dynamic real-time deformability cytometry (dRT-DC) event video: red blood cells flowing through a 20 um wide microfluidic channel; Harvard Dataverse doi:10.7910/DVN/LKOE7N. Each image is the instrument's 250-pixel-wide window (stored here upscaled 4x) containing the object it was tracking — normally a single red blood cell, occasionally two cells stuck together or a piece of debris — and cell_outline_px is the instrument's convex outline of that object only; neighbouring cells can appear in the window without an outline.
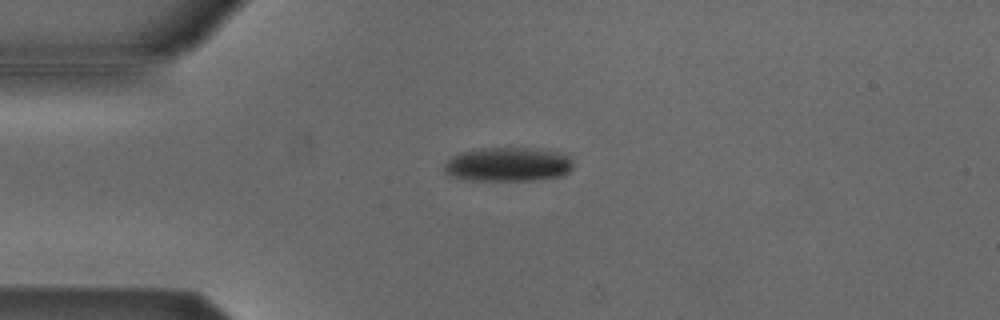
{"species": "Egyptian fruit bat (a non-hibernating species)", "species_latin": "Rousettus aegyptiacus", "temperature_condition": "cold", "stored_images_in_passage": 11, "camera_frame_rate_fps": 3000, "um_per_image_px": 0.085, "animal": {"sex": "male"}, "frame": {"image": 1, "passage_image": 1, "time_ms": 0.0, "image_size_px": [1000, 320], "cell_outline_px": [[572, 168], [564, 176], [532, 180], [468, 180], [448, 176], [444, 172], [444, 164], [452, 156], [460, 152], [480, 148], [540, 148], [560, 152], [572, 156]], "centroid_in_image_um": [43.2, 13.97], "position_along_channel_um": 41.8, "area_um2": 26.07}}
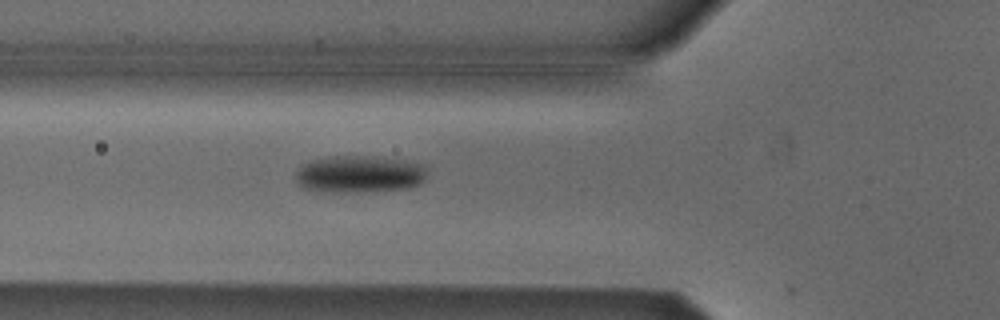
{"frame": {"image": 2, "passage_image": 7, "time_ms": 2.0, "image_size_px": [1000, 320], "cell_outline_px": [[428, 168], [424, 180], [420, 184], [408, 188], [360, 192], [332, 192], [304, 188], [296, 180], [296, 172], [300, 164], [308, 160], [332, 156], [360, 156], [404, 160], [424, 164]], "centroid_in_image_um": [30.55, 14.79], "position_along_channel_um": 95.2, "area_um2": 28.61}}
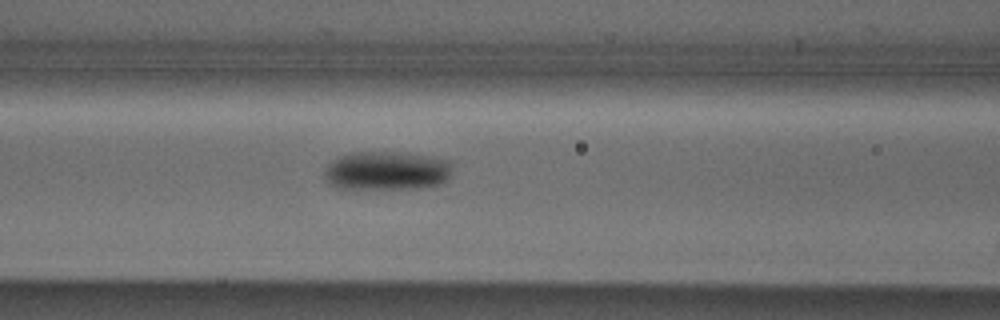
{"frame": {"image": 3, "passage_image": 10, "time_ms": 3.0, "image_size_px": [1000, 320], "cell_outline_px": [[452, 172], [448, 180], [440, 184], [420, 188], [336, 188], [328, 184], [324, 176], [324, 172], [328, 164], [332, 160], [340, 156], [352, 152], [400, 152], [432, 156], [448, 160], [452, 164]], "centroid_in_image_um": [32.89, 14.51], "position_along_channel_um": 133.7, "area_um2": 29.25}}